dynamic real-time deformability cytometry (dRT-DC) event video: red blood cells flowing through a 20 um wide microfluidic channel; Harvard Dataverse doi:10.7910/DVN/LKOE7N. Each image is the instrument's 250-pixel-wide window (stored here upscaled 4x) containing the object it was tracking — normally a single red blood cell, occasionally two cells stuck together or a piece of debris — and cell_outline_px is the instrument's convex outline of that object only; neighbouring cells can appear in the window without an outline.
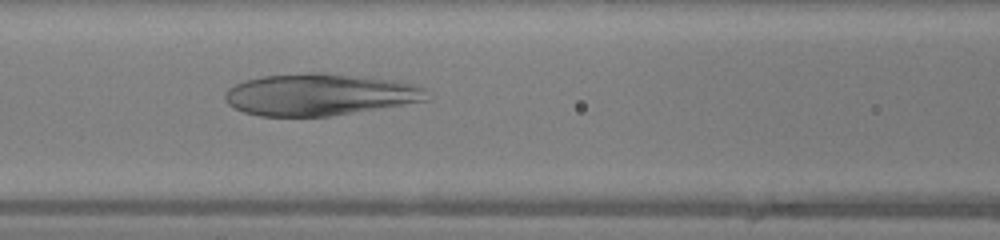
{"species": "human", "species_latin": "Homo sapiens", "temperature_condition": "warm", "stored_images_in_passage": 40, "camera_frame_rate_fps": 3000, "um_per_image_px": 0.085, "donor": {"sex": "female"}, "frame": {"image": 1, "passage_image": 11, "time_ms": 3.333, "image_size_px": [1000, 240], "cell_outline_px": [[432, 96], [428, 100], [328, 116], [260, 116], [244, 112], [228, 104], [224, 100], [224, 96], [228, 88], [244, 80], [264, 76], [344, 76], [396, 80], [416, 84], [428, 88]], "centroid_in_image_um": [27.22, 8.08], "position_along_channel_um": 139.4, "area_um2": 47.63}}
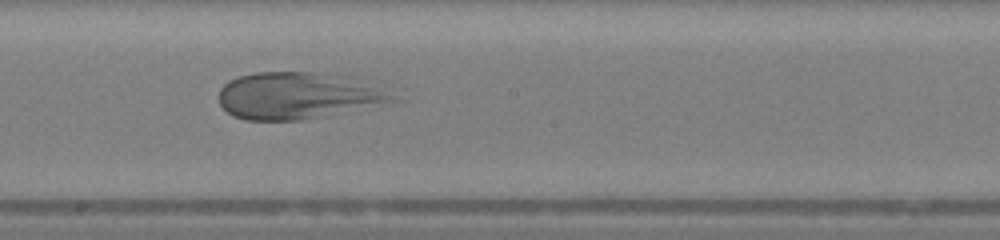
{"frame": {"image": 2, "passage_image": 17, "time_ms": 5.333, "image_size_px": [1000, 240], "cell_outline_px": [[408, 100], [300, 120], [244, 120], [232, 116], [220, 104], [220, 88], [228, 80], [240, 76], [256, 72], [312, 72], [344, 76], [404, 88]], "centroid_in_image_um": [25.67, 8.11], "position_along_channel_um": 222.5, "area_um2": 49.48}}
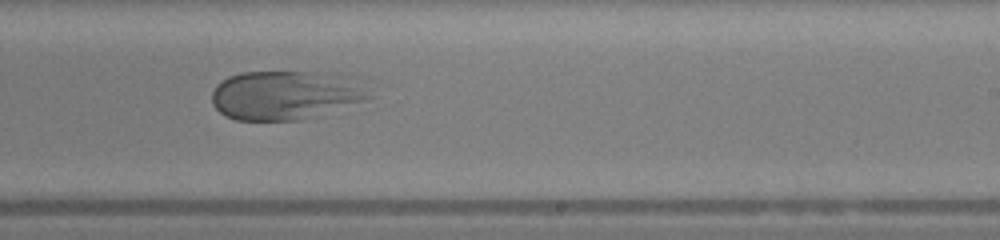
{"frame": {"image": 3, "passage_image": 20, "time_ms": 6.333, "image_size_px": [1000, 240], "cell_outline_px": [[372, 96], [364, 100], [300, 120], [236, 120], [220, 112], [212, 104], [212, 92], [216, 84], [228, 76], [240, 72], [324, 72]], "centroid_in_image_um": [23.99, 8.11], "position_along_channel_um": 265.0, "area_um2": 42.95}}